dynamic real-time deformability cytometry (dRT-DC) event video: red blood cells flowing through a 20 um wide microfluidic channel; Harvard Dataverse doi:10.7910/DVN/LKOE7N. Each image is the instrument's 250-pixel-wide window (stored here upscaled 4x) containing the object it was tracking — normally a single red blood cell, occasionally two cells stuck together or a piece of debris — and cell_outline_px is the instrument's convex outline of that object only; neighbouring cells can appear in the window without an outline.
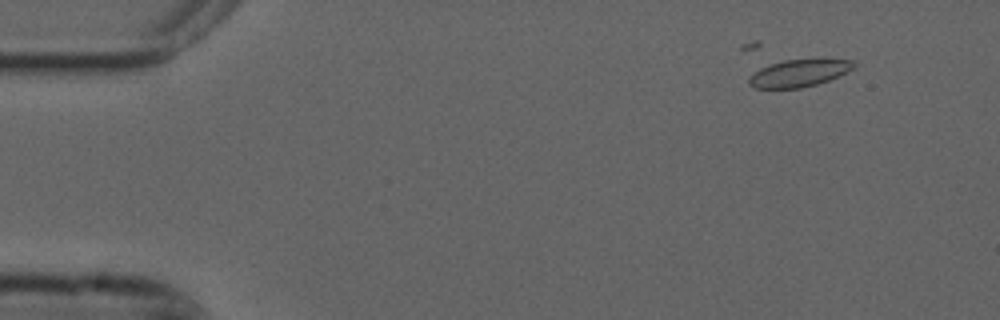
{"species": "common noctule bat (a hibernating species)", "species_latin": "Nyctalus noctula", "temperature_condition": "cold", "stored_images_in_passage": 18, "camera_frame_rate_fps": 3000, "um_per_image_px": 0.085, "animal": {"sex": "male", "forearm_length_mm": 52.5}, "frame": {"image": 1, "passage_image": 6, "time_ms": 1.667, "image_size_px": [1000, 320], "cell_outline_px": [[856, 64], [852, 68], [828, 80], [816, 84], [800, 88], [756, 88], [748, 84], [748, 76], [760, 68], [768, 64], [784, 60], [824, 56], [856, 60]], "centroid_in_image_um": [67.95, 6.15], "position_along_channel_um": 17.1, "area_um2": 17.34}}
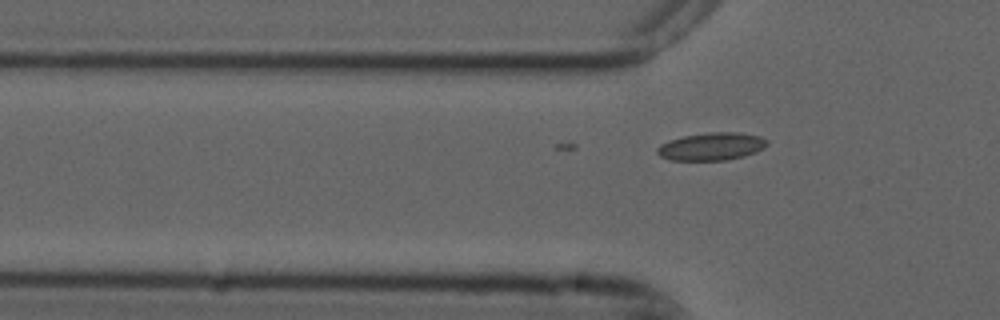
{"frame": {"image": 2, "passage_image": 18, "time_ms": 5.667, "image_size_px": [1000, 320], "cell_outline_px": [[768, 144], [764, 148], [756, 152], [744, 156], [724, 160], [672, 160], [660, 156], [656, 152], [656, 148], [660, 144], [668, 140], [684, 136], [712, 132], [740, 132], [760, 136], [768, 140]], "centroid_in_image_um": [60.49, 12.44], "position_along_channel_um": 65.3, "area_um2": 17.8}}